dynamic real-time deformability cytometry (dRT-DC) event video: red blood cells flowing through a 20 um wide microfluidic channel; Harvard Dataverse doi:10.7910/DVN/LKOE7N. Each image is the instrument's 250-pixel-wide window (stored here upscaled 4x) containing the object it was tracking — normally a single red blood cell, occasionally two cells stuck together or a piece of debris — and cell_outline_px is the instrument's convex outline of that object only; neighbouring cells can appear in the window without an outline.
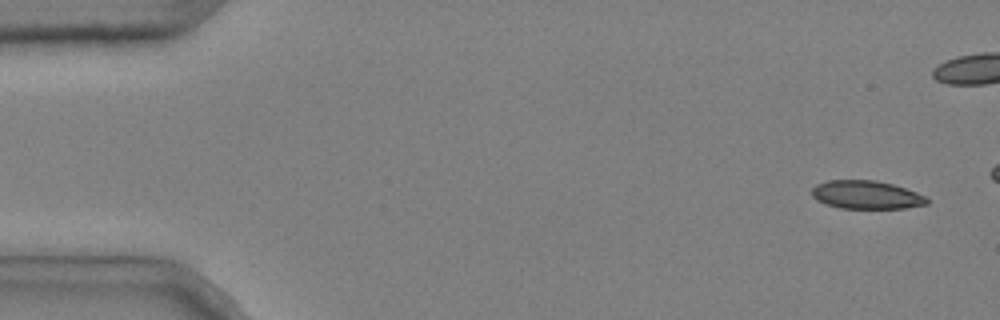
{"species": "common noctule bat (a hibernating species)", "species_latin": "Nyctalus noctula", "temperature_condition": "cold", "stored_images_in_passage": 4, "camera_frame_rate_fps": 3000, "um_per_image_px": 0.085, "animal": {"sex": "male", "body_mass_g": 20.4}, "frame": {"image": 1, "passage_image": 1, "time_ms": 0.0, "image_size_px": [1000, 320], "cell_outline_px": [[928, 204], [904, 208], [840, 208], [816, 200], [812, 196], [812, 188], [816, 184], [828, 180], [872, 180], [892, 184], [916, 192], [924, 196], [928, 200]], "centroid_in_image_um": [73.61, 16.56], "position_along_channel_um": 11.4, "area_um2": 18.79}}